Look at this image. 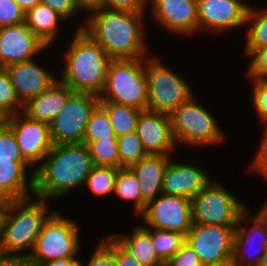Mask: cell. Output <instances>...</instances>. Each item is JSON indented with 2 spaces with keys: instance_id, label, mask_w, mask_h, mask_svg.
<instances>
[{
  "instance_id": "obj_37",
  "label": "cell",
  "mask_w": 267,
  "mask_h": 266,
  "mask_svg": "<svg viewBox=\"0 0 267 266\" xmlns=\"http://www.w3.org/2000/svg\"><path fill=\"white\" fill-rule=\"evenodd\" d=\"M25 13L15 0H0V28L24 22Z\"/></svg>"
},
{
  "instance_id": "obj_53",
  "label": "cell",
  "mask_w": 267,
  "mask_h": 266,
  "mask_svg": "<svg viewBox=\"0 0 267 266\" xmlns=\"http://www.w3.org/2000/svg\"><path fill=\"white\" fill-rule=\"evenodd\" d=\"M6 117L0 112V127L5 124Z\"/></svg>"
},
{
  "instance_id": "obj_31",
  "label": "cell",
  "mask_w": 267,
  "mask_h": 266,
  "mask_svg": "<svg viewBox=\"0 0 267 266\" xmlns=\"http://www.w3.org/2000/svg\"><path fill=\"white\" fill-rule=\"evenodd\" d=\"M117 139L120 168H129L148 156L136 131L121 135Z\"/></svg>"
},
{
  "instance_id": "obj_1",
  "label": "cell",
  "mask_w": 267,
  "mask_h": 266,
  "mask_svg": "<svg viewBox=\"0 0 267 266\" xmlns=\"http://www.w3.org/2000/svg\"><path fill=\"white\" fill-rule=\"evenodd\" d=\"M85 26H79L112 60L145 58L147 47L143 13L93 8Z\"/></svg>"
},
{
  "instance_id": "obj_8",
  "label": "cell",
  "mask_w": 267,
  "mask_h": 266,
  "mask_svg": "<svg viewBox=\"0 0 267 266\" xmlns=\"http://www.w3.org/2000/svg\"><path fill=\"white\" fill-rule=\"evenodd\" d=\"M147 56L145 61L148 80L147 109L170 115L181 103L193 95L192 89L188 82L162 64L161 60Z\"/></svg>"
},
{
  "instance_id": "obj_13",
  "label": "cell",
  "mask_w": 267,
  "mask_h": 266,
  "mask_svg": "<svg viewBox=\"0 0 267 266\" xmlns=\"http://www.w3.org/2000/svg\"><path fill=\"white\" fill-rule=\"evenodd\" d=\"M5 124L13 131L22 156L32 166L43 162L54 145L49 124L33 120L23 112L7 117Z\"/></svg>"
},
{
  "instance_id": "obj_43",
  "label": "cell",
  "mask_w": 267,
  "mask_h": 266,
  "mask_svg": "<svg viewBox=\"0 0 267 266\" xmlns=\"http://www.w3.org/2000/svg\"><path fill=\"white\" fill-rule=\"evenodd\" d=\"M40 2L49 6L65 20L76 14L77 10L83 9L77 0H40Z\"/></svg>"
},
{
  "instance_id": "obj_47",
  "label": "cell",
  "mask_w": 267,
  "mask_h": 266,
  "mask_svg": "<svg viewBox=\"0 0 267 266\" xmlns=\"http://www.w3.org/2000/svg\"><path fill=\"white\" fill-rule=\"evenodd\" d=\"M9 201L10 200L8 199L0 198V237L2 234L3 223L8 209Z\"/></svg>"
},
{
  "instance_id": "obj_39",
  "label": "cell",
  "mask_w": 267,
  "mask_h": 266,
  "mask_svg": "<svg viewBox=\"0 0 267 266\" xmlns=\"http://www.w3.org/2000/svg\"><path fill=\"white\" fill-rule=\"evenodd\" d=\"M253 105L259 119L267 121V79H254Z\"/></svg>"
},
{
  "instance_id": "obj_52",
  "label": "cell",
  "mask_w": 267,
  "mask_h": 266,
  "mask_svg": "<svg viewBox=\"0 0 267 266\" xmlns=\"http://www.w3.org/2000/svg\"><path fill=\"white\" fill-rule=\"evenodd\" d=\"M258 266H267V248L261 258L260 264Z\"/></svg>"
},
{
  "instance_id": "obj_26",
  "label": "cell",
  "mask_w": 267,
  "mask_h": 266,
  "mask_svg": "<svg viewBox=\"0 0 267 266\" xmlns=\"http://www.w3.org/2000/svg\"><path fill=\"white\" fill-rule=\"evenodd\" d=\"M99 105L107 112L116 137L136 131L142 110L114 102H99Z\"/></svg>"
},
{
  "instance_id": "obj_5",
  "label": "cell",
  "mask_w": 267,
  "mask_h": 266,
  "mask_svg": "<svg viewBox=\"0 0 267 266\" xmlns=\"http://www.w3.org/2000/svg\"><path fill=\"white\" fill-rule=\"evenodd\" d=\"M145 60H111L99 102H114L147 110L148 80Z\"/></svg>"
},
{
  "instance_id": "obj_27",
  "label": "cell",
  "mask_w": 267,
  "mask_h": 266,
  "mask_svg": "<svg viewBox=\"0 0 267 266\" xmlns=\"http://www.w3.org/2000/svg\"><path fill=\"white\" fill-rule=\"evenodd\" d=\"M124 200L133 201L135 213H142V196L139 182L134 173L129 168H119L114 192Z\"/></svg>"
},
{
  "instance_id": "obj_38",
  "label": "cell",
  "mask_w": 267,
  "mask_h": 266,
  "mask_svg": "<svg viewBox=\"0 0 267 266\" xmlns=\"http://www.w3.org/2000/svg\"><path fill=\"white\" fill-rule=\"evenodd\" d=\"M86 266H115L111 235L100 241Z\"/></svg>"
},
{
  "instance_id": "obj_46",
  "label": "cell",
  "mask_w": 267,
  "mask_h": 266,
  "mask_svg": "<svg viewBox=\"0 0 267 266\" xmlns=\"http://www.w3.org/2000/svg\"><path fill=\"white\" fill-rule=\"evenodd\" d=\"M203 266H240V265L236 261L234 254H232L223 259H220L219 261L209 263Z\"/></svg>"
},
{
  "instance_id": "obj_7",
  "label": "cell",
  "mask_w": 267,
  "mask_h": 266,
  "mask_svg": "<svg viewBox=\"0 0 267 266\" xmlns=\"http://www.w3.org/2000/svg\"><path fill=\"white\" fill-rule=\"evenodd\" d=\"M172 132L175 141L190 146H209L221 143L223 131L220 130L214 117L197 104L192 95L181 103L170 115Z\"/></svg>"
},
{
  "instance_id": "obj_54",
  "label": "cell",
  "mask_w": 267,
  "mask_h": 266,
  "mask_svg": "<svg viewBox=\"0 0 267 266\" xmlns=\"http://www.w3.org/2000/svg\"><path fill=\"white\" fill-rule=\"evenodd\" d=\"M0 266H3V260H0Z\"/></svg>"
},
{
  "instance_id": "obj_20",
  "label": "cell",
  "mask_w": 267,
  "mask_h": 266,
  "mask_svg": "<svg viewBox=\"0 0 267 266\" xmlns=\"http://www.w3.org/2000/svg\"><path fill=\"white\" fill-rule=\"evenodd\" d=\"M203 170L197 165L178 163L170 158L164 172L161 193L189 199L196 197L211 180Z\"/></svg>"
},
{
  "instance_id": "obj_40",
  "label": "cell",
  "mask_w": 267,
  "mask_h": 266,
  "mask_svg": "<svg viewBox=\"0 0 267 266\" xmlns=\"http://www.w3.org/2000/svg\"><path fill=\"white\" fill-rule=\"evenodd\" d=\"M165 266H203L198 255L184 242L181 248L165 263Z\"/></svg>"
},
{
  "instance_id": "obj_16",
  "label": "cell",
  "mask_w": 267,
  "mask_h": 266,
  "mask_svg": "<svg viewBox=\"0 0 267 266\" xmlns=\"http://www.w3.org/2000/svg\"><path fill=\"white\" fill-rule=\"evenodd\" d=\"M136 132L148 155H169L177 146L169 114L142 110L138 116Z\"/></svg>"
},
{
  "instance_id": "obj_28",
  "label": "cell",
  "mask_w": 267,
  "mask_h": 266,
  "mask_svg": "<svg viewBox=\"0 0 267 266\" xmlns=\"http://www.w3.org/2000/svg\"><path fill=\"white\" fill-rule=\"evenodd\" d=\"M87 146L94 165L120 168L117 137L91 141Z\"/></svg>"
},
{
  "instance_id": "obj_51",
  "label": "cell",
  "mask_w": 267,
  "mask_h": 266,
  "mask_svg": "<svg viewBox=\"0 0 267 266\" xmlns=\"http://www.w3.org/2000/svg\"><path fill=\"white\" fill-rule=\"evenodd\" d=\"M258 213L261 215V217L266 221L267 223V201L266 204H264L260 211H258Z\"/></svg>"
},
{
  "instance_id": "obj_42",
  "label": "cell",
  "mask_w": 267,
  "mask_h": 266,
  "mask_svg": "<svg viewBox=\"0 0 267 266\" xmlns=\"http://www.w3.org/2000/svg\"><path fill=\"white\" fill-rule=\"evenodd\" d=\"M265 130L263 131V137L256 152L253 161L249 166V170L256 172L265 177L267 181V121L264 122Z\"/></svg>"
},
{
  "instance_id": "obj_50",
  "label": "cell",
  "mask_w": 267,
  "mask_h": 266,
  "mask_svg": "<svg viewBox=\"0 0 267 266\" xmlns=\"http://www.w3.org/2000/svg\"><path fill=\"white\" fill-rule=\"evenodd\" d=\"M3 266H29L24 261H18V260H3Z\"/></svg>"
},
{
  "instance_id": "obj_15",
  "label": "cell",
  "mask_w": 267,
  "mask_h": 266,
  "mask_svg": "<svg viewBox=\"0 0 267 266\" xmlns=\"http://www.w3.org/2000/svg\"><path fill=\"white\" fill-rule=\"evenodd\" d=\"M48 47L27 26L26 22L0 28V68L32 60Z\"/></svg>"
},
{
  "instance_id": "obj_48",
  "label": "cell",
  "mask_w": 267,
  "mask_h": 266,
  "mask_svg": "<svg viewBox=\"0 0 267 266\" xmlns=\"http://www.w3.org/2000/svg\"><path fill=\"white\" fill-rule=\"evenodd\" d=\"M84 11L97 8L100 5L101 0H77Z\"/></svg>"
},
{
  "instance_id": "obj_45",
  "label": "cell",
  "mask_w": 267,
  "mask_h": 266,
  "mask_svg": "<svg viewBox=\"0 0 267 266\" xmlns=\"http://www.w3.org/2000/svg\"><path fill=\"white\" fill-rule=\"evenodd\" d=\"M42 266H81V261L76 258H63L53 261H48Z\"/></svg>"
},
{
  "instance_id": "obj_34",
  "label": "cell",
  "mask_w": 267,
  "mask_h": 266,
  "mask_svg": "<svg viewBox=\"0 0 267 266\" xmlns=\"http://www.w3.org/2000/svg\"><path fill=\"white\" fill-rule=\"evenodd\" d=\"M23 111L8 72L0 68V112L7 118Z\"/></svg>"
},
{
  "instance_id": "obj_10",
  "label": "cell",
  "mask_w": 267,
  "mask_h": 266,
  "mask_svg": "<svg viewBox=\"0 0 267 266\" xmlns=\"http://www.w3.org/2000/svg\"><path fill=\"white\" fill-rule=\"evenodd\" d=\"M99 97L89 92H73L62 111L49 124L54 145L82 143L91 112Z\"/></svg>"
},
{
  "instance_id": "obj_44",
  "label": "cell",
  "mask_w": 267,
  "mask_h": 266,
  "mask_svg": "<svg viewBox=\"0 0 267 266\" xmlns=\"http://www.w3.org/2000/svg\"><path fill=\"white\" fill-rule=\"evenodd\" d=\"M113 254L115 266H145L138 262L132 255L124 250L114 239H113Z\"/></svg>"
},
{
  "instance_id": "obj_30",
  "label": "cell",
  "mask_w": 267,
  "mask_h": 266,
  "mask_svg": "<svg viewBox=\"0 0 267 266\" xmlns=\"http://www.w3.org/2000/svg\"><path fill=\"white\" fill-rule=\"evenodd\" d=\"M256 11L249 5L246 24H250L247 31L245 49H257L267 46V9Z\"/></svg>"
},
{
  "instance_id": "obj_4",
  "label": "cell",
  "mask_w": 267,
  "mask_h": 266,
  "mask_svg": "<svg viewBox=\"0 0 267 266\" xmlns=\"http://www.w3.org/2000/svg\"><path fill=\"white\" fill-rule=\"evenodd\" d=\"M36 198L38 202L34 203L30 197L9 201L0 237V260L20 261V255L14 253L32 251L43 223L51 214L47 212L46 200Z\"/></svg>"
},
{
  "instance_id": "obj_41",
  "label": "cell",
  "mask_w": 267,
  "mask_h": 266,
  "mask_svg": "<svg viewBox=\"0 0 267 266\" xmlns=\"http://www.w3.org/2000/svg\"><path fill=\"white\" fill-rule=\"evenodd\" d=\"M148 0H101L97 8L109 10L144 12Z\"/></svg>"
},
{
  "instance_id": "obj_33",
  "label": "cell",
  "mask_w": 267,
  "mask_h": 266,
  "mask_svg": "<svg viewBox=\"0 0 267 266\" xmlns=\"http://www.w3.org/2000/svg\"><path fill=\"white\" fill-rule=\"evenodd\" d=\"M109 137H116V135L107 112L98 104L91 112L83 143L88 145L91 141Z\"/></svg>"
},
{
  "instance_id": "obj_2",
  "label": "cell",
  "mask_w": 267,
  "mask_h": 266,
  "mask_svg": "<svg viewBox=\"0 0 267 266\" xmlns=\"http://www.w3.org/2000/svg\"><path fill=\"white\" fill-rule=\"evenodd\" d=\"M34 169V195L48 200L84 185L94 164L85 143L53 145Z\"/></svg>"
},
{
  "instance_id": "obj_25",
  "label": "cell",
  "mask_w": 267,
  "mask_h": 266,
  "mask_svg": "<svg viewBox=\"0 0 267 266\" xmlns=\"http://www.w3.org/2000/svg\"><path fill=\"white\" fill-rule=\"evenodd\" d=\"M60 20L65 21L61 15L41 2L25 13L27 26L47 46L56 38Z\"/></svg>"
},
{
  "instance_id": "obj_19",
  "label": "cell",
  "mask_w": 267,
  "mask_h": 266,
  "mask_svg": "<svg viewBox=\"0 0 267 266\" xmlns=\"http://www.w3.org/2000/svg\"><path fill=\"white\" fill-rule=\"evenodd\" d=\"M5 69L22 105L49 89L57 81L33 59L8 65Z\"/></svg>"
},
{
  "instance_id": "obj_17",
  "label": "cell",
  "mask_w": 267,
  "mask_h": 266,
  "mask_svg": "<svg viewBox=\"0 0 267 266\" xmlns=\"http://www.w3.org/2000/svg\"><path fill=\"white\" fill-rule=\"evenodd\" d=\"M251 216L248 208H246L240 214L237 225L235 226L233 254L240 266H258L267 248V223L259 213L255 216ZM248 220L252 223L254 222L253 225L249 227V230L246 227H242V224ZM255 238H260L258 242L256 241L259 249L258 251L255 249L254 252L256 254H253V252H250V249L248 250L247 248L253 246Z\"/></svg>"
},
{
  "instance_id": "obj_23",
  "label": "cell",
  "mask_w": 267,
  "mask_h": 266,
  "mask_svg": "<svg viewBox=\"0 0 267 266\" xmlns=\"http://www.w3.org/2000/svg\"><path fill=\"white\" fill-rule=\"evenodd\" d=\"M32 165L27 160H0V198L17 200L31 197L28 189L34 194V175L26 179V170Z\"/></svg>"
},
{
  "instance_id": "obj_9",
  "label": "cell",
  "mask_w": 267,
  "mask_h": 266,
  "mask_svg": "<svg viewBox=\"0 0 267 266\" xmlns=\"http://www.w3.org/2000/svg\"><path fill=\"white\" fill-rule=\"evenodd\" d=\"M246 208L220 182L210 180L196 197L191 198L192 223L236 226Z\"/></svg>"
},
{
  "instance_id": "obj_36",
  "label": "cell",
  "mask_w": 267,
  "mask_h": 266,
  "mask_svg": "<svg viewBox=\"0 0 267 266\" xmlns=\"http://www.w3.org/2000/svg\"><path fill=\"white\" fill-rule=\"evenodd\" d=\"M247 56L252 57L247 75L254 79H267V46L257 49H245Z\"/></svg>"
},
{
  "instance_id": "obj_6",
  "label": "cell",
  "mask_w": 267,
  "mask_h": 266,
  "mask_svg": "<svg viewBox=\"0 0 267 266\" xmlns=\"http://www.w3.org/2000/svg\"><path fill=\"white\" fill-rule=\"evenodd\" d=\"M76 222L53 212L42 225L31 252L20 254V261L29 266H42L48 261L75 258L79 251Z\"/></svg>"
},
{
  "instance_id": "obj_11",
  "label": "cell",
  "mask_w": 267,
  "mask_h": 266,
  "mask_svg": "<svg viewBox=\"0 0 267 266\" xmlns=\"http://www.w3.org/2000/svg\"><path fill=\"white\" fill-rule=\"evenodd\" d=\"M154 200L146 205L145 210L140 215L146 225L186 235L193 224L191 199L161 193L160 197Z\"/></svg>"
},
{
  "instance_id": "obj_14",
  "label": "cell",
  "mask_w": 267,
  "mask_h": 266,
  "mask_svg": "<svg viewBox=\"0 0 267 266\" xmlns=\"http://www.w3.org/2000/svg\"><path fill=\"white\" fill-rule=\"evenodd\" d=\"M249 5L241 0H197L198 30L226 31L246 24Z\"/></svg>"
},
{
  "instance_id": "obj_32",
  "label": "cell",
  "mask_w": 267,
  "mask_h": 266,
  "mask_svg": "<svg viewBox=\"0 0 267 266\" xmlns=\"http://www.w3.org/2000/svg\"><path fill=\"white\" fill-rule=\"evenodd\" d=\"M119 168L94 165L85 183L95 196H104L114 192L115 179Z\"/></svg>"
},
{
  "instance_id": "obj_12",
  "label": "cell",
  "mask_w": 267,
  "mask_h": 266,
  "mask_svg": "<svg viewBox=\"0 0 267 266\" xmlns=\"http://www.w3.org/2000/svg\"><path fill=\"white\" fill-rule=\"evenodd\" d=\"M235 226L192 224L185 242L198 255L203 265L233 254Z\"/></svg>"
},
{
  "instance_id": "obj_21",
  "label": "cell",
  "mask_w": 267,
  "mask_h": 266,
  "mask_svg": "<svg viewBox=\"0 0 267 266\" xmlns=\"http://www.w3.org/2000/svg\"><path fill=\"white\" fill-rule=\"evenodd\" d=\"M170 155H148L129 167L139 182L142 196V212L146 205L161 194L164 172Z\"/></svg>"
},
{
  "instance_id": "obj_22",
  "label": "cell",
  "mask_w": 267,
  "mask_h": 266,
  "mask_svg": "<svg viewBox=\"0 0 267 266\" xmlns=\"http://www.w3.org/2000/svg\"><path fill=\"white\" fill-rule=\"evenodd\" d=\"M73 92L70 87L58 80L49 89L24 104L22 112L33 120L50 124L62 111Z\"/></svg>"
},
{
  "instance_id": "obj_29",
  "label": "cell",
  "mask_w": 267,
  "mask_h": 266,
  "mask_svg": "<svg viewBox=\"0 0 267 266\" xmlns=\"http://www.w3.org/2000/svg\"><path fill=\"white\" fill-rule=\"evenodd\" d=\"M151 230V240L158 257L166 263L185 242V235L180 232L162 229Z\"/></svg>"
},
{
  "instance_id": "obj_35",
  "label": "cell",
  "mask_w": 267,
  "mask_h": 266,
  "mask_svg": "<svg viewBox=\"0 0 267 266\" xmlns=\"http://www.w3.org/2000/svg\"><path fill=\"white\" fill-rule=\"evenodd\" d=\"M0 160H26L13 131L6 124L0 127Z\"/></svg>"
},
{
  "instance_id": "obj_24",
  "label": "cell",
  "mask_w": 267,
  "mask_h": 266,
  "mask_svg": "<svg viewBox=\"0 0 267 266\" xmlns=\"http://www.w3.org/2000/svg\"><path fill=\"white\" fill-rule=\"evenodd\" d=\"M130 236L112 234V238L138 262L145 266H165L158 257L151 240V228L137 226Z\"/></svg>"
},
{
  "instance_id": "obj_18",
  "label": "cell",
  "mask_w": 267,
  "mask_h": 266,
  "mask_svg": "<svg viewBox=\"0 0 267 266\" xmlns=\"http://www.w3.org/2000/svg\"><path fill=\"white\" fill-rule=\"evenodd\" d=\"M152 15L169 32L189 34L198 32L197 0H150Z\"/></svg>"
},
{
  "instance_id": "obj_3",
  "label": "cell",
  "mask_w": 267,
  "mask_h": 266,
  "mask_svg": "<svg viewBox=\"0 0 267 266\" xmlns=\"http://www.w3.org/2000/svg\"><path fill=\"white\" fill-rule=\"evenodd\" d=\"M65 53V67L59 81L74 92H102L111 58L106 51L82 29H77Z\"/></svg>"
},
{
  "instance_id": "obj_49",
  "label": "cell",
  "mask_w": 267,
  "mask_h": 266,
  "mask_svg": "<svg viewBox=\"0 0 267 266\" xmlns=\"http://www.w3.org/2000/svg\"><path fill=\"white\" fill-rule=\"evenodd\" d=\"M16 3L27 12L29 9L34 8L40 3V0H15Z\"/></svg>"
}]
</instances>
